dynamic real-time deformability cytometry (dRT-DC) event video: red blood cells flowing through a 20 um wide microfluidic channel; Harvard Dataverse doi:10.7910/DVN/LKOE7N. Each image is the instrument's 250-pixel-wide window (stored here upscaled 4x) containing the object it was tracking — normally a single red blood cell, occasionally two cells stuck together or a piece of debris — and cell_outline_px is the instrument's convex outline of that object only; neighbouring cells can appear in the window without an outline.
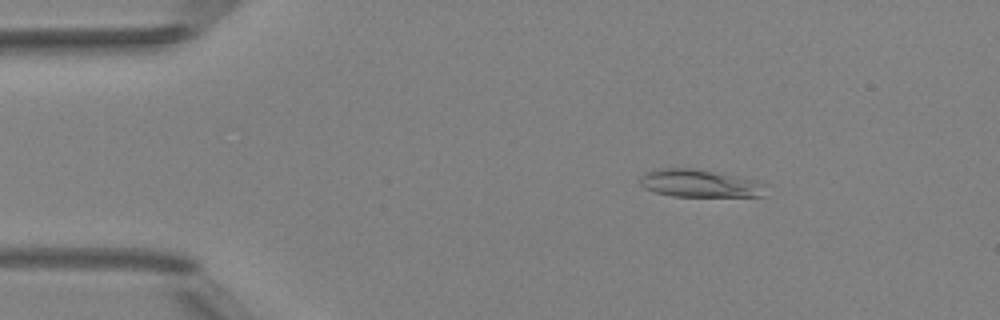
{"species": "Egyptian fruit bat (a non-hibernating species)", "species_latin": "Rousettus aegyptiacus", "temperature_condition": "room temperature", "stored_images_in_passage": 4, "camera_frame_rate_fps": 3000, "um_per_image_px": 0.085, "animal": {"sex": "female"}, "frame": {"image": 1, "passage_image": 2, "time_ms": 1.333, "image_size_px": [1000, 320], "cell_outline_px": [[768, 184], [764, 196], [672, 196], [656, 192], [644, 188], [640, 184], [640, 176], [644, 172], [660, 168], [692, 168], [736, 176], [756, 180]], "centroid_in_image_um": [59.48, 15.59], "position_along_channel_um": 25.5, "area_um2": 20.35}}